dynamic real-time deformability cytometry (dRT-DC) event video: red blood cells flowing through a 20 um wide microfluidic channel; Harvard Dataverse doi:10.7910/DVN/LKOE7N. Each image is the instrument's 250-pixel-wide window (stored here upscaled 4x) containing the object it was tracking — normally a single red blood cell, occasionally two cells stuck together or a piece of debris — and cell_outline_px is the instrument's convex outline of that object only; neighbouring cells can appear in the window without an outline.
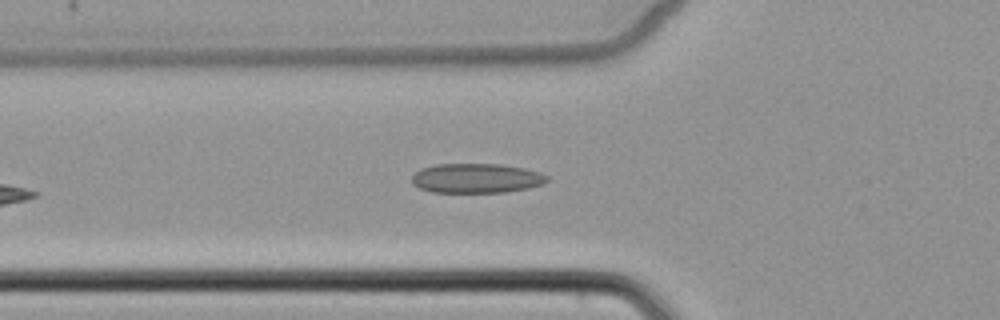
{"species": "common noctule bat (a hibernating species)", "species_latin": "Nyctalus noctula", "temperature_condition": "cold", "stored_images_in_passage": 6, "camera_frame_rate_fps": 3000, "um_per_image_px": 0.085, "animal": {"sex": "female", "body_mass_g": 22.7, "forearm_length_mm": 54.2}, "frame": {"image": 1, "passage_image": 6, "time_ms": 6.0, "image_size_px": [1000, 320], "cell_outline_px": [[548, 180], [544, 184], [528, 188], [504, 192], [432, 192], [420, 188], [412, 184], [412, 176], [420, 168], [436, 164], [500, 164], [524, 168], [540, 172], [548, 176]], "centroid_in_image_um": [40.49, 15.14], "position_along_channel_um": 85.3, "area_um2": 23.35}}